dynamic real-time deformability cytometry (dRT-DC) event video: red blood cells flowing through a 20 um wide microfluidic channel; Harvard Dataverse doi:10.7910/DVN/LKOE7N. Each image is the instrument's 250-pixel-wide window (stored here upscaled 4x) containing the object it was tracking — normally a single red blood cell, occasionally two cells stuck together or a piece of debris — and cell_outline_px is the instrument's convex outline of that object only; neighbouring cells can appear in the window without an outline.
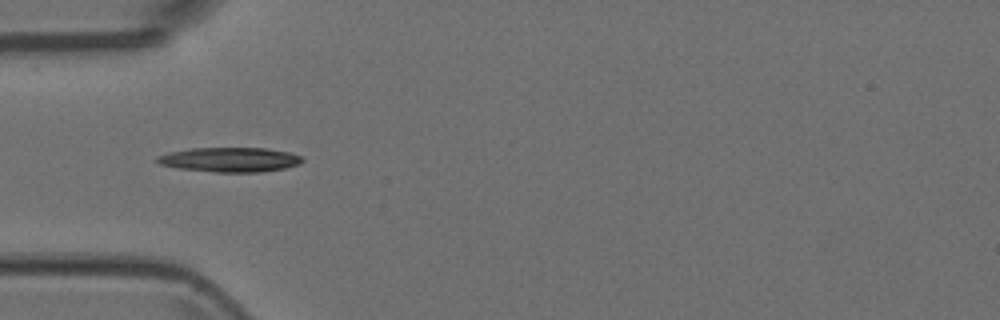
{"species": "Egyptian fruit bat (a non-hibernating species)", "species_latin": "Rousettus aegyptiacus", "temperature_condition": "room temperature", "stored_images_in_passage": 8, "camera_frame_rate_fps": 3000, "um_per_image_px": 0.085, "animal": {"sex": "female"}, "frame": {"image": 1, "passage_image": 5, "time_ms": 1.333, "image_size_px": [1000, 320], "cell_outline_px": [[304, 160], [300, 164], [284, 168], [260, 172], [216, 172], [176, 168], [160, 164], [156, 160], [156, 156], [172, 152], [192, 148], [268, 148], [288, 152], [300, 156]], "centroid_in_image_um": [19.55, 13.57], "position_along_channel_um": 65.5, "area_um2": 20.69}}
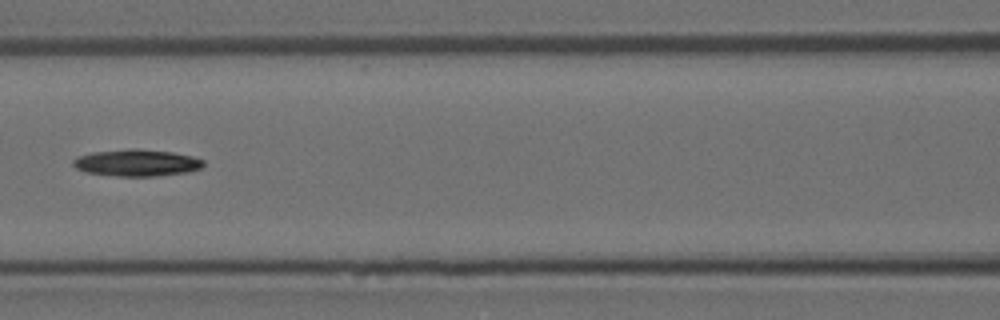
{"frame": {"image": 2, "passage_image": 7, "time_ms": 2.0, "image_size_px": [1000, 320], "cell_outline_px": [[204, 164], [200, 168], [188, 172], [156, 176], [116, 176], [84, 172], [76, 168], [72, 164], [72, 160], [76, 156], [92, 152], [132, 148], [136, 148], [172, 152], [192, 156], [204, 160]], "centroid_in_image_um": [11.59, 13.83], "position_along_channel_um": 155.0, "area_um2": 20.52}}
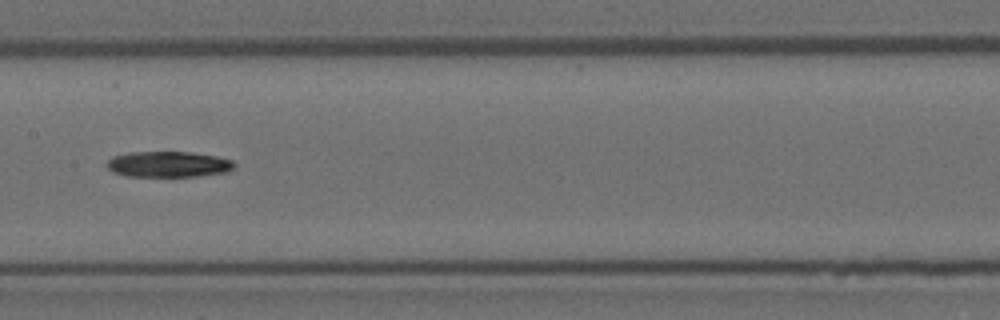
{"frame": {"image": 3, "passage_image": 8, "time_ms": 2.333, "image_size_px": [1000, 320], "cell_outline_px": [[236, 164], [232, 168], [224, 172], [200, 176], [128, 176], [112, 172], [104, 164], [112, 156], [128, 152], [192, 152], [216, 156], [232, 160]], "centroid_in_image_um": [14.26, 13.95], "position_along_channel_um": 193.1, "area_um2": 19.19}}